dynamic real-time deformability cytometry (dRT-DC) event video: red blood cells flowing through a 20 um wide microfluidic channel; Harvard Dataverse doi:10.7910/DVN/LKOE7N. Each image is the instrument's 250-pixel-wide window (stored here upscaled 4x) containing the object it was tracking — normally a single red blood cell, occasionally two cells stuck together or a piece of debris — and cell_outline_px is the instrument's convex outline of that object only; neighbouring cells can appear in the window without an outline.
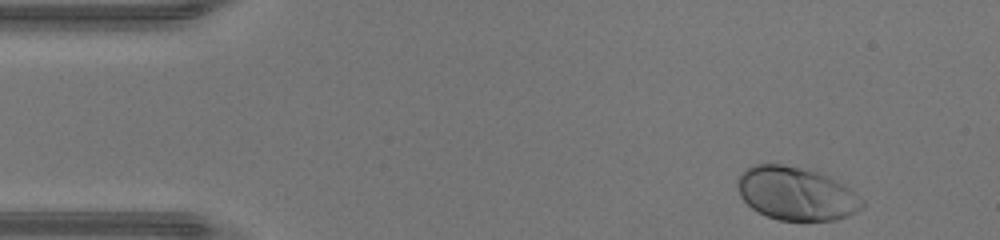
{"species": "human", "species_latin": "Homo sapiens", "temperature_condition": "warm", "stored_images_in_passage": 36, "camera_frame_rate_fps": 3000, "um_per_image_px": 0.085, "donor": {"sex": "male"}, "frame": {"image": 1, "passage_image": 1, "time_ms": 0.0, "image_size_px": [1000, 240], "cell_outline_px": [[864, 204], [856, 212], [848, 216], [836, 220], [780, 220], [768, 216], [752, 208], [740, 196], [736, 184], [736, 180], [740, 172], [756, 164], [780, 164], [800, 168], [816, 172], [828, 176], [848, 188], [864, 200]], "centroid_in_image_um": [67.64, 16.46], "position_along_channel_um": 17.4, "area_um2": 38.32}}
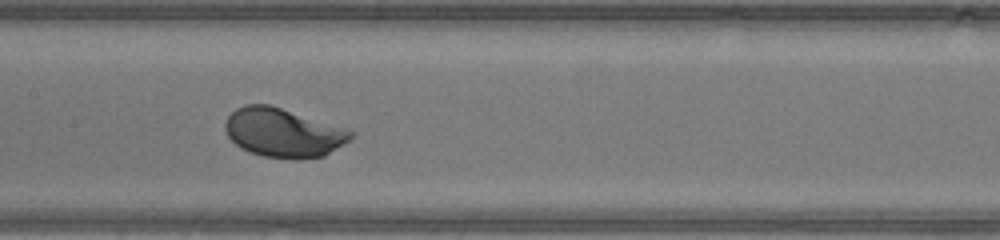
{"frame": {"image": 2, "passage_image": 19, "time_ms": 6.0, "image_size_px": [1000, 240], "cell_outline_px": [[352, 136], [348, 140], [324, 156], [296, 160], [264, 156], [248, 152], [240, 148], [228, 136], [224, 128], [224, 124], [228, 116], [236, 108], [244, 104], [268, 104], [348, 128], [352, 132]], "centroid_in_image_um": [24.05, 11.28], "position_along_channel_um": 183.4, "area_um2": 35.84}}
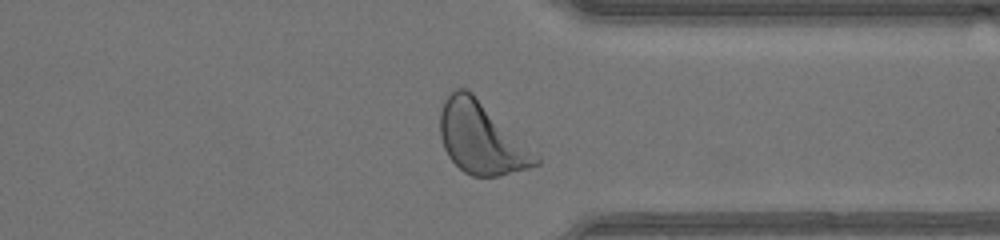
{"frame": {"image": 3, "passage_image": 32, "time_ms": 10.333, "image_size_px": [1000, 240], "cell_outline_px": [[540, 164], [528, 168], [496, 176], [472, 176], [464, 172], [448, 156], [444, 148], [440, 136], [440, 112], [444, 100], [456, 88], [464, 88], [472, 92], [540, 156]], "centroid_in_image_um": [40.91, 11.74], "position_along_channel_um": 370.5, "area_um2": 39.77}, "authors_computed_cell_mechanics": {"area_um2": 35.5181, "velocity_mm_per_s": 4.3968, "shape_relaxation_time_tau1_ms": 1.3893, "shape_relaxation_time_tau2_ms": null, "deformation_change_tau1": 0.1217, "deformation_change_tau2": null}}